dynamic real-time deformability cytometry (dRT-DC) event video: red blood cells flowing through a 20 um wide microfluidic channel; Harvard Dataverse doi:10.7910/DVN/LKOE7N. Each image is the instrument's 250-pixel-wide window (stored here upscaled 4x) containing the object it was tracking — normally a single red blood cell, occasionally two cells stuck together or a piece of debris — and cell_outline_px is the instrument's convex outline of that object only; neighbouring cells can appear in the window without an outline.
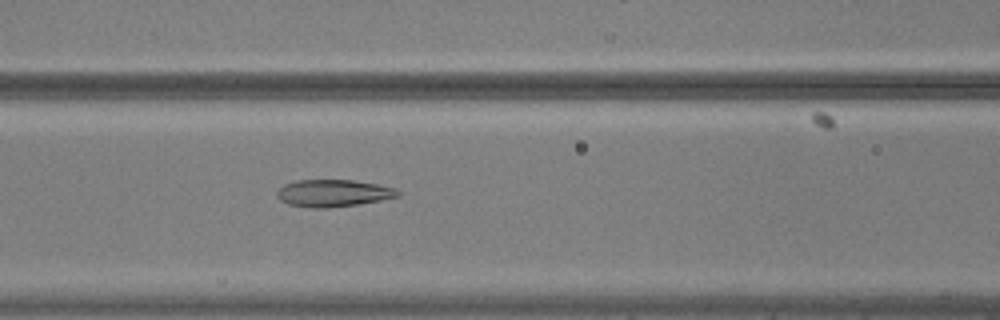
{"species": "common noctule bat (a hibernating species)", "species_latin": "Nyctalus noctula", "temperature_condition": "warm", "stored_images_in_passage": 56, "camera_frame_rate_fps": 3000, "um_per_image_px": 0.085, "animal": {"sex": "male", "body_mass_g": 20.5, "forearm_length_mm": 52.5}, "frame": {"image": 1, "passage_image": 24, "time_ms": 7.667, "image_size_px": [1000, 320], "cell_outline_px": [[400, 196], [380, 200], [356, 204], [328, 208], [312, 208], [288, 204], [280, 200], [276, 196], [276, 192], [284, 184], [296, 180], [352, 180], [376, 184], [396, 188], [400, 192]], "centroid_in_image_um": [28.3, 16.41], "position_along_channel_um": 138.3, "area_um2": 19.07}}
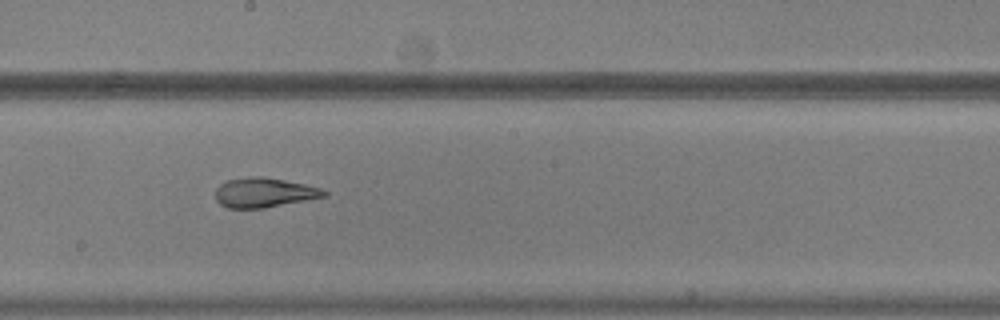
{"frame": {"image": 2, "passage_image": 31, "time_ms": 10.0, "image_size_px": [1000, 320], "cell_outline_px": [[328, 196], [264, 208], [228, 208], [220, 204], [216, 200], [216, 188], [220, 184], [228, 180], [248, 176], [260, 176], [284, 180], [304, 184], [320, 188], [328, 192]], "centroid_in_image_um": [22.45, 16.37], "position_along_channel_um": 225.8, "area_um2": 18.73}}
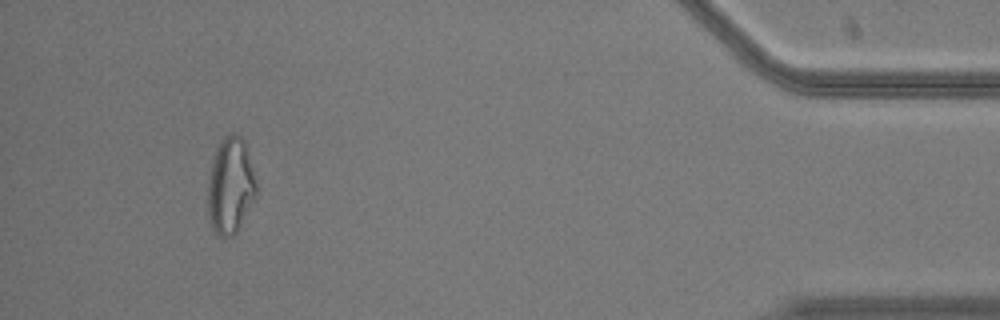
{"frame": {"image": 3, "passage_image": 51, "time_ms": 16.667, "image_size_px": [1000, 320], "cell_outline_px": [[256, 196], [236, 232], [232, 236], [216, 236], [208, 220], [208, 176], [216, 148], [220, 140], [228, 132], [236, 132], [244, 140], [256, 184]], "centroid_in_image_um": [19.55, 15.77], "position_along_channel_um": 415.6, "area_um2": 27.22}}